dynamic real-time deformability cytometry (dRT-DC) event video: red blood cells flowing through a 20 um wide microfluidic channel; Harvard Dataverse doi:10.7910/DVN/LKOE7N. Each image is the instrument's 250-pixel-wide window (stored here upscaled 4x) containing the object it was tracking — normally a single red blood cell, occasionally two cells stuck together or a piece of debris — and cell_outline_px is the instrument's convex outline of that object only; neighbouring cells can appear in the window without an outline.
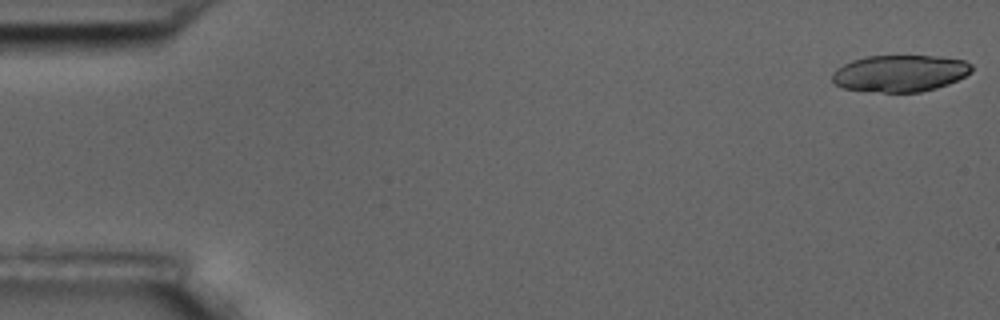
{"species": "common noctule bat (a hibernating species)", "species_latin": "Nyctalus noctula", "temperature_condition": "room temperature", "stored_images_in_passage": 6, "camera_frame_rate_fps": 3000, "um_per_image_px": 0.085, "animal": {"sex": "male", "body_mass_g": 17.5, "forearm_length_mm": 52.3}, "frame": {"image": 1, "passage_image": 1, "time_ms": 0.0, "image_size_px": [1000, 320], "cell_outline_px": [[972, 72], [948, 84], [936, 88], [920, 92], [884, 92], [844, 88], [836, 84], [832, 80], [832, 72], [836, 68], [852, 60], [864, 56], [940, 56], [964, 60], [972, 64]], "centroid_in_image_um": [76.51, 6.22], "position_along_channel_um": 8.5, "area_um2": 29.82}}